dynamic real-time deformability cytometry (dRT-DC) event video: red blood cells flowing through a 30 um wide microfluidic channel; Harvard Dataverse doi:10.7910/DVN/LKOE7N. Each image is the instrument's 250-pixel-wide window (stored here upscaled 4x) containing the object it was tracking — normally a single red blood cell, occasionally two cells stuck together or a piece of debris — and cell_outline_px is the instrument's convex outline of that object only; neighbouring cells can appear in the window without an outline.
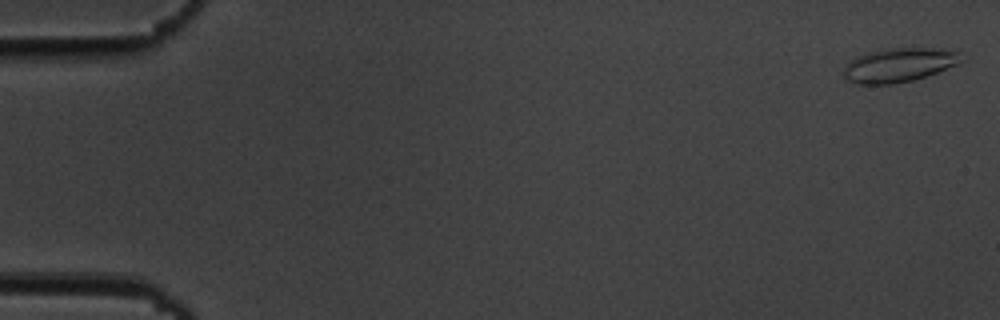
{"species": "common noctule bat (a hibernating species)", "species_latin": "Nyctalus noctula", "temperature_condition": "cold", "stored_images_in_passage": 56, "camera_frame_rate_fps": 3000, "um_per_image_px": 0.085, "animal": {"sex": "male", "body_mass_g": 19.5, "forearm_length_mm": 54.6}, "frame": {"image": 1, "passage_image": 2, "time_ms": 0.333, "image_size_px": [1000, 320], "cell_outline_px": [[956, 64], [936, 72], [912, 80], [892, 84], [860, 84], [848, 80], [844, 76], [844, 68], [848, 60], [864, 52], [892, 48], [940, 48], [956, 52]], "centroid_in_image_um": [76.27, 5.52], "position_along_channel_um": 8.7, "area_um2": 22.77}}
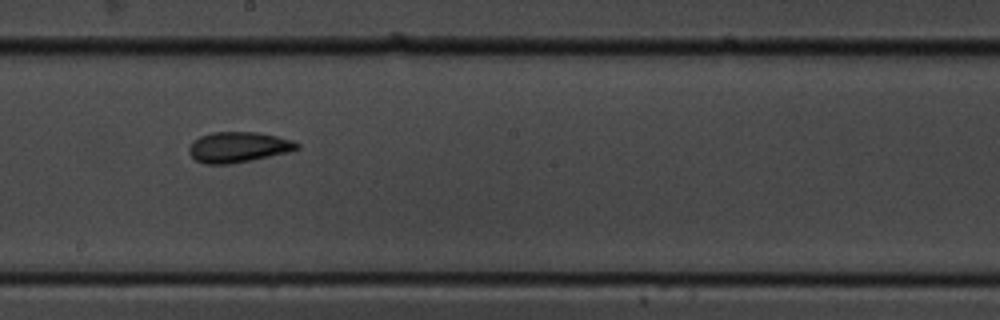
{"frame": {"image": 2, "passage_image": 32, "time_ms": 10.333, "image_size_px": [1000, 320], "cell_outline_px": [[300, 148], [288, 152], [228, 164], [204, 164], [196, 160], [188, 152], [188, 148], [192, 140], [200, 136], [212, 132], [256, 132], [276, 136], [292, 140], [300, 144]], "centroid_in_image_um": [20.22, 12.49], "position_along_channel_um": 228.0, "area_um2": 19.07}}
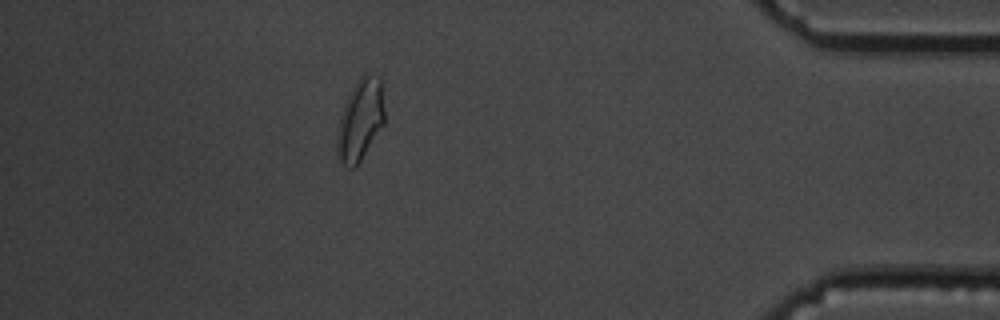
{"frame": {"image": 3, "passage_image": 50, "time_ms": 16.333, "image_size_px": [1000, 320], "cell_outline_px": [[384, 124], [356, 168], [348, 168], [340, 160], [336, 152], [336, 140], [340, 116], [344, 104], [352, 88], [360, 76], [364, 72], [368, 72], [380, 76], [384, 112]], "centroid_in_image_um": [30.62, 10.19], "position_along_channel_um": 404.6, "area_um2": 22.72}, "authors_computed_cell_mechanics": {"area_um2": 19.7676, "velocity_mm_per_s": 3.6407, "shape_relaxation_time_tau1_ms": 3.5116, "shape_relaxation_time_tau2_ms": 3.4184, "deformation_change_tau1": 0.1148, "deformation_change_tau2": 0.1041}}